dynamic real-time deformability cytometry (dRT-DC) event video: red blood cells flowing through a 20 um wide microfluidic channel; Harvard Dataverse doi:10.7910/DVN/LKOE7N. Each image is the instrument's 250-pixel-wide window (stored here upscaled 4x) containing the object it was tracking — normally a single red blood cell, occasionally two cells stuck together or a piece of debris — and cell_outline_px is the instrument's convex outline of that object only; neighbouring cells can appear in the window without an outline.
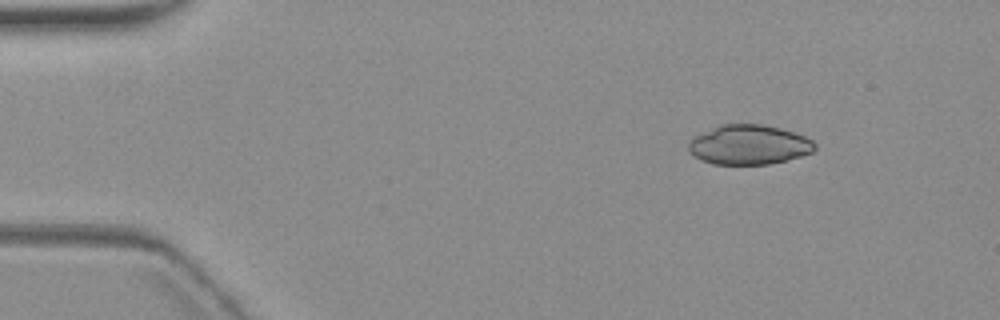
{"species": "common noctule bat (a hibernating species)", "species_latin": "Nyctalus noctula", "temperature_condition": "warm", "stored_images_in_passage": 4, "camera_frame_rate_fps": 3000, "um_per_image_px": 0.085, "animal": {"sex": "female", "body_mass_g": 19.3, "forearm_length_mm": 54.1}, "frame": {"image": 1, "passage_image": 1, "time_ms": 0.0, "image_size_px": [1000, 320], "cell_outline_px": [[816, 148], [812, 152], [800, 156], [768, 164], [712, 164], [700, 160], [688, 152], [688, 144], [692, 136], [720, 124], [764, 124], [780, 128], [804, 136], [812, 140], [816, 144]], "centroid_in_image_um": [63.61, 12.29], "position_along_channel_um": 21.4, "area_um2": 29.3}}